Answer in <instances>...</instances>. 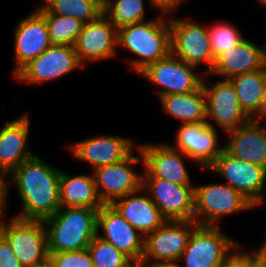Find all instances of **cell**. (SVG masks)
I'll list each match as a JSON object with an SVG mask.
<instances>
[{
  "label": "cell",
  "instance_id": "6da1fadb",
  "mask_svg": "<svg viewBox=\"0 0 266 267\" xmlns=\"http://www.w3.org/2000/svg\"><path fill=\"white\" fill-rule=\"evenodd\" d=\"M60 176L61 169L50 166L36 154L14 169L7 184L8 192L10 184H14L22 205V212L15 217L44 220L54 215L61 208Z\"/></svg>",
  "mask_w": 266,
  "mask_h": 267
},
{
  "label": "cell",
  "instance_id": "7a4b0ae2",
  "mask_svg": "<svg viewBox=\"0 0 266 267\" xmlns=\"http://www.w3.org/2000/svg\"><path fill=\"white\" fill-rule=\"evenodd\" d=\"M168 15L161 12L155 19L128 24L118 31L117 47L137 56L128 60L129 67L137 74L171 52Z\"/></svg>",
  "mask_w": 266,
  "mask_h": 267
},
{
  "label": "cell",
  "instance_id": "3957f363",
  "mask_svg": "<svg viewBox=\"0 0 266 267\" xmlns=\"http://www.w3.org/2000/svg\"><path fill=\"white\" fill-rule=\"evenodd\" d=\"M99 208L61 207L44 219L48 252H68L88 249L97 235Z\"/></svg>",
  "mask_w": 266,
  "mask_h": 267
},
{
  "label": "cell",
  "instance_id": "277c9868",
  "mask_svg": "<svg viewBox=\"0 0 266 267\" xmlns=\"http://www.w3.org/2000/svg\"><path fill=\"white\" fill-rule=\"evenodd\" d=\"M0 234L12 246L23 267H35L49 259L47 232L43 220L10 217L0 222Z\"/></svg>",
  "mask_w": 266,
  "mask_h": 267
},
{
  "label": "cell",
  "instance_id": "5b68a950",
  "mask_svg": "<svg viewBox=\"0 0 266 267\" xmlns=\"http://www.w3.org/2000/svg\"><path fill=\"white\" fill-rule=\"evenodd\" d=\"M253 208L245 196L226 183L195 185L194 220L198 225L218 226L223 216Z\"/></svg>",
  "mask_w": 266,
  "mask_h": 267
},
{
  "label": "cell",
  "instance_id": "8992f818",
  "mask_svg": "<svg viewBox=\"0 0 266 267\" xmlns=\"http://www.w3.org/2000/svg\"><path fill=\"white\" fill-rule=\"evenodd\" d=\"M169 26L171 53L197 68L206 63L208 67L204 73L209 74L215 59L211 50L208 25L171 16Z\"/></svg>",
  "mask_w": 266,
  "mask_h": 267
},
{
  "label": "cell",
  "instance_id": "52a82bcc",
  "mask_svg": "<svg viewBox=\"0 0 266 267\" xmlns=\"http://www.w3.org/2000/svg\"><path fill=\"white\" fill-rule=\"evenodd\" d=\"M212 225H197L188 240L179 262L183 267H219L225 257L239 243ZM177 267H182L177 264Z\"/></svg>",
  "mask_w": 266,
  "mask_h": 267
},
{
  "label": "cell",
  "instance_id": "ba28073f",
  "mask_svg": "<svg viewBox=\"0 0 266 267\" xmlns=\"http://www.w3.org/2000/svg\"><path fill=\"white\" fill-rule=\"evenodd\" d=\"M197 67L187 64L171 52L163 59L148 65L139 74L159 85L158 98L169 94H185L202 88L204 72H196ZM198 73V74H197ZM204 77H203V76Z\"/></svg>",
  "mask_w": 266,
  "mask_h": 267
},
{
  "label": "cell",
  "instance_id": "9c48e42d",
  "mask_svg": "<svg viewBox=\"0 0 266 267\" xmlns=\"http://www.w3.org/2000/svg\"><path fill=\"white\" fill-rule=\"evenodd\" d=\"M207 170L223 177L226 184L238 190L255 207H260L265 202V168L241 161L223 149L216 161Z\"/></svg>",
  "mask_w": 266,
  "mask_h": 267
},
{
  "label": "cell",
  "instance_id": "30bf717a",
  "mask_svg": "<svg viewBox=\"0 0 266 267\" xmlns=\"http://www.w3.org/2000/svg\"><path fill=\"white\" fill-rule=\"evenodd\" d=\"M136 149L139 156H135L133 150L124 160L99 167L91 172L103 204H111L114 200L142 188L143 174L134 171V166L139 162L143 166V158L139 148Z\"/></svg>",
  "mask_w": 266,
  "mask_h": 267
},
{
  "label": "cell",
  "instance_id": "8fae6325",
  "mask_svg": "<svg viewBox=\"0 0 266 267\" xmlns=\"http://www.w3.org/2000/svg\"><path fill=\"white\" fill-rule=\"evenodd\" d=\"M142 188L167 220H194L195 185L142 178Z\"/></svg>",
  "mask_w": 266,
  "mask_h": 267
},
{
  "label": "cell",
  "instance_id": "7c38bea8",
  "mask_svg": "<svg viewBox=\"0 0 266 267\" xmlns=\"http://www.w3.org/2000/svg\"><path fill=\"white\" fill-rule=\"evenodd\" d=\"M80 68L84 67L80 64L74 47L52 45L25 65L14 78L28 85L41 84L60 79Z\"/></svg>",
  "mask_w": 266,
  "mask_h": 267
},
{
  "label": "cell",
  "instance_id": "4fadbf2b",
  "mask_svg": "<svg viewBox=\"0 0 266 267\" xmlns=\"http://www.w3.org/2000/svg\"><path fill=\"white\" fill-rule=\"evenodd\" d=\"M197 225L195 220H167L160 228L145 236L143 258L178 264Z\"/></svg>",
  "mask_w": 266,
  "mask_h": 267
},
{
  "label": "cell",
  "instance_id": "5bb4252c",
  "mask_svg": "<svg viewBox=\"0 0 266 267\" xmlns=\"http://www.w3.org/2000/svg\"><path fill=\"white\" fill-rule=\"evenodd\" d=\"M217 129L209 120L202 123L181 124L175 135V149L183 152L196 167L207 170L223 150Z\"/></svg>",
  "mask_w": 266,
  "mask_h": 267
},
{
  "label": "cell",
  "instance_id": "9a60e30c",
  "mask_svg": "<svg viewBox=\"0 0 266 267\" xmlns=\"http://www.w3.org/2000/svg\"><path fill=\"white\" fill-rule=\"evenodd\" d=\"M207 84L202 88L206 97V119H213L225 133L246 124L250 118L241 109L235 87L230 79Z\"/></svg>",
  "mask_w": 266,
  "mask_h": 267
},
{
  "label": "cell",
  "instance_id": "2e32d148",
  "mask_svg": "<svg viewBox=\"0 0 266 267\" xmlns=\"http://www.w3.org/2000/svg\"><path fill=\"white\" fill-rule=\"evenodd\" d=\"M136 146L143 158L142 178H160L179 185L193 184L184 160V157L190 158L183 152L166 143Z\"/></svg>",
  "mask_w": 266,
  "mask_h": 267
},
{
  "label": "cell",
  "instance_id": "e0dca14e",
  "mask_svg": "<svg viewBox=\"0 0 266 267\" xmlns=\"http://www.w3.org/2000/svg\"><path fill=\"white\" fill-rule=\"evenodd\" d=\"M97 236L111 243L133 261H139L143 257L145 236L122 217L111 204H103L99 208Z\"/></svg>",
  "mask_w": 266,
  "mask_h": 267
},
{
  "label": "cell",
  "instance_id": "ac0fdd59",
  "mask_svg": "<svg viewBox=\"0 0 266 267\" xmlns=\"http://www.w3.org/2000/svg\"><path fill=\"white\" fill-rule=\"evenodd\" d=\"M13 76L34 58L52 46L45 17L35 9L23 17L14 29Z\"/></svg>",
  "mask_w": 266,
  "mask_h": 267
},
{
  "label": "cell",
  "instance_id": "d6986e66",
  "mask_svg": "<svg viewBox=\"0 0 266 267\" xmlns=\"http://www.w3.org/2000/svg\"><path fill=\"white\" fill-rule=\"evenodd\" d=\"M118 32L102 13L96 20L84 23L74 49L80 64L112 59L116 55Z\"/></svg>",
  "mask_w": 266,
  "mask_h": 267
},
{
  "label": "cell",
  "instance_id": "ffe728a7",
  "mask_svg": "<svg viewBox=\"0 0 266 267\" xmlns=\"http://www.w3.org/2000/svg\"><path fill=\"white\" fill-rule=\"evenodd\" d=\"M135 142L127 137L103 135L89 137L68 146L77 160L91 164L92 171L124 160L133 150Z\"/></svg>",
  "mask_w": 266,
  "mask_h": 267
},
{
  "label": "cell",
  "instance_id": "44dd1931",
  "mask_svg": "<svg viewBox=\"0 0 266 267\" xmlns=\"http://www.w3.org/2000/svg\"><path fill=\"white\" fill-rule=\"evenodd\" d=\"M260 121L250 119L246 124L226 132L229 138L223 149L241 161L266 169V121Z\"/></svg>",
  "mask_w": 266,
  "mask_h": 267
},
{
  "label": "cell",
  "instance_id": "7402d4cb",
  "mask_svg": "<svg viewBox=\"0 0 266 267\" xmlns=\"http://www.w3.org/2000/svg\"><path fill=\"white\" fill-rule=\"evenodd\" d=\"M29 114L11 120L0 128V172L7 176L35 154L28 147Z\"/></svg>",
  "mask_w": 266,
  "mask_h": 267
},
{
  "label": "cell",
  "instance_id": "603a6c76",
  "mask_svg": "<svg viewBox=\"0 0 266 267\" xmlns=\"http://www.w3.org/2000/svg\"><path fill=\"white\" fill-rule=\"evenodd\" d=\"M266 67V49L256 45L248 39H244L230 51L219 55L214 62L209 74L219 75L223 79L233 76L262 70Z\"/></svg>",
  "mask_w": 266,
  "mask_h": 267
},
{
  "label": "cell",
  "instance_id": "cb8c5ba5",
  "mask_svg": "<svg viewBox=\"0 0 266 267\" xmlns=\"http://www.w3.org/2000/svg\"><path fill=\"white\" fill-rule=\"evenodd\" d=\"M111 205L144 236L167 221L143 188L114 200Z\"/></svg>",
  "mask_w": 266,
  "mask_h": 267
},
{
  "label": "cell",
  "instance_id": "d4e9b609",
  "mask_svg": "<svg viewBox=\"0 0 266 267\" xmlns=\"http://www.w3.org/2000/svg\"><path fill=\"white\" fill-rule=\"evenodd\" d=\"M59 193L61 207L100 208L103 205L97 193L93 173L69 175L61 170Z\"/></svg>",
  "mask_w": 266,
  "mask_h": 267
},
{
  "label": "cell",
  "instance_id": "484cf974",
  "mask_svg": "<svg viewBox=\"0 0 266 267\" xmlns=\"http://www.w3.org/2000/svg\"><path fill=\"white\" fill-rule=\"evenodd\" d=\"M239 105L250 119H261L266 67L262 70L239 74L230 78Z\"/></svg>",
  "mask_w": 266,
  "mask_h": 267
},
{
  "label": "cell",
  "instance_id": "4316f807",
  "mask_svg": "<svg viewBox=\"0 0 266 267\" xmlns=\"http://www.w3.org/2000/svg\"><path fill=\"white\" fill-rule=\"evenodd\" d=\"M163 111L181 124L206 122V97L201 88L185 94H169L159 98Z\"/></svg>",
  "mask_w": 266,
  "mask_h": 267
},
{
  "label": "cell",
  "instance_id": "83f0119b",
  "mask_svg": "<svg viewBox=\"0 0 266 267\" xmlns=\"http://www.w3.org/2000/svg\"><path fill=\"white\" fill-rule=\"evenodd\" d=\"M38 6L41 14L70 16L88 23L96 20L102 13L103 7L95 0H44Z\"/></svg>",
  "mask_w": 266,
  "mask_h": 267
},
{
  "label": "cell",
  "instance_id": "f1b7e54d",
  "mask_svg": "<svg viewBox=\"0 0 266 267\" xmlns=\"http://www.w3.org/2000/svg\"><path fill=\"white\" fill-rule=\"evenodd\" d=\"M146 8L143 0H110L103 7V14L118 32L128 24L145 21Z\"/></svg>",
  "mask_w": 266,
  "mask_h": 267
},
{
  "label": "cell",
  "instance_id": "f546056e",
  "mask_svg": "<svg viewBox=\"0 0 266 267\" xmlns=\"http://www.w3.org/2000/svg\"><path fill=\"white\" fill-rule=\"evenodd\" d=\"M49 30L50 40L53 45H68L74 47L84 23L70 16L55 14H42Z\"/></svg>",
  "mask_w": 266,
  "mask_h": 267
},
{
  "label": "cell",
  "instance_id": "4dcf8cb0",
  "mask_svg": "<svg viewBox=\"0 0 266 267\" xmlns=\"http://www.w3.org/2000/svg\"><path fill=\"white\" fill-rule=\"evenodd\" d=\"M94 267H128L134 261L97 235L88 246Z\"/></svg>",
  "mask_w": 266,
  "mask_h": 267
},
{
  "label": "cell",
  "instance_id": "1f68e13d",
  "mask_svg": "<svg viewBox=\"0 0 266 267\" xmlns=\"http://www.w3.org/2000/svg\"><path fill=\"white\" fill-rule=\"evenodd\" d=\"M211 50L214 59L226 51H230L245 38L236 26L228 22H216L208 26Z\"/></svg>",
  "mask_w": 266,
  "mask_h": 267
},
{
  "label": "cell",
  "instance_id": "d6a6232c",
  "mask_svg": "<svg viewBox=\"0 0 266 267\" xmlns=\"http://www.w3.org/2000/svg\"><path fill=\"white\" fill-rule=\"evenodd\" d=\"M52 267H94L88 249L68 252H49Z\"/></svg>",
  "mask_w": 266,
  "mask_h": 267
},
{
  "label": "cell",
  "instance_id": "836d02e7",
  "mask_svg": "<svg viewBox=\"0 0 266 267\" xmlns=\"http://www.w3.org/2000/svg\"><path fill=\"white\" fill-rule=\"evenodd\" d=\"M240 242L225 257L219 267H248V265L262 252V245L259 249L248 251L243 249Z\"/></svg>",
  "mask_w": 266,
  "mask_h": 267
},
{
  "label": "cell",
  "instance_id": "e575fe53",
  "mask_svg": "<svg viewBox=\"0 0 266 267\" xmlns=\"http://www.w3.org/2000/svg\"><path fill=\"white\" fill-rule=\"evenodd\" d=\"M0 267H23L12 251V246L0 234Z\"/></svg>",
  "mask_w": 266,
  "mask_h": 267
},
{
  "label": "cell",
  "instance_id": "d590c367",
  "mask_svg": "<svg viewBox=\"0 0 266 267\" xmlns=\"http://www.w3.org/2000/svg\"><path fill=\"white\" fill-rule=\"evenodd\" d=\"M187 0H149L150 7L160 12L174 14L175 10Z\"/></svg>",
  "mask_w": 266,
  "mask_h": 267
},
{
  "label": "cell",
  "instance_id": "8d00e7d4",
  "mask_svg": "<svg viewBox=\"0 0 266 267\" xmlns=\"http://www.w3.org/2000/svg\"><path fill=\"white\" fill-rule=\"evenodd\" d=\"M8 177L5 173L0 172V222L6 216L5 210L7 208V198H8Z\"/></svg>",
  "mask_w": 266,
  "mask_h": 267
},
{
  "label": "cell",
  "instance_id": "74e56055",
  "mask_svg": "<svg viewBox=\"0 0 266 267\" xmlns=\"http://www.w3.org/2000/svg\"><path fill=\"white\" fill-rule=\"evenodd\" d=\"M136 262L140 265V267H177V264H174V263L155 262V261L144 259L143 257L139 261H136Z\"/></svg>",
  "mask_w": 266,
  "mask_h": 267
},
{
  "label": "cell",
  "instance_id": "f35d334b",
  "mask_svg": "<svg viewBox=\"0 0 266 267\" xmlns=\"http://www.w3.org/2000/svg\"><path fill=\"white\" fill-rule=\"evenodd\" d=\"M248 267H266V255L261 252Z\"/></svg>",
  "mask_w": 266,
  "mask_h": 267
},
{
  "label": "cell",
  "instance_id": "ab89813d",
  "mask_svg": "<svg viewBox=\"0 0 266 267\" xmlns=\"http://www.w3.org/2000/svg\"><path fill=\"white\" fill-rule=\"evenodd\" d=\"M262 119L266 121V82L264 85V93L262 100Z\"/></svg>",
  "mask_w": 266,
  "mask_h": 267
},
{
  "label": "cell",
  "instance_id": "60d3db41",
  "mask_svg": "<svg viewBox=\"0 0 266 267\" xmlns=\"http://www.w3.org/2000/svg\"><path fill=\"white\" fill-rule=\"evenodd\" d=\"M99 5L104 7L110 0H95Z\"/></svg>",
  "mask_w": 266,
  "mask_h": 267
},
{
  "label": "cell",
  "instance_id": "b9f144b4",
  "mask_svg": "<svg viewBox=\"0 0 266 267\" xmlns=\"http://www.w3.org/2000/svg\"><path fill=\"white\" fill-rule=\"evenodd\" d=\"M35 267H52V265H51V263L49 261H47L44 264L39 265V266H35Z\"/></svg>",
  "mask_w": 266,
  "mask_h": 267
},
{
  "label": "cell",
  "instance_id": "7bdbcfd3",
  "mask_svg": "<svg viewBox=\"0 0 266 267\" xmlns=\"http://www.w3.org/2000/svg\"><path fill=\"white\" fill-rule=\"evenodd\" d=\"M257 1L260 4V6L262 5V7H266V0H257Z\"/></svg>",
  "mask_w": 266,
  "mask_h": 267
},
{
  "label": "cell",
  "instance_id": "ee69618b",
  "mask_svg": "<svg viewBox=\"0 0 266 267\" xmlns=\"http://www.w3.org/2000/svg\"><path fill=\"white\" fill-rule=\"evenodd\" d=\"M262 252L266 255V241L262 243Z\"/></svg>",
  "mask_w": 266,
  "mask_h": 267
},
{
  "label": "cell",
  "instance_id": "f6af8a7d",
  "mask_svg": "<svg viewBox=\"0 0 266 267\" xmlns=\"http://www.w3.org/2000/svg\"><path fill=\"white\" fill-rule=\"evenodd\" d=\"M128 267H140V265L136 261H134Z\"/></svg>",
  "mask_w": 266,
  "mask_h": 267
}]
</instances>
